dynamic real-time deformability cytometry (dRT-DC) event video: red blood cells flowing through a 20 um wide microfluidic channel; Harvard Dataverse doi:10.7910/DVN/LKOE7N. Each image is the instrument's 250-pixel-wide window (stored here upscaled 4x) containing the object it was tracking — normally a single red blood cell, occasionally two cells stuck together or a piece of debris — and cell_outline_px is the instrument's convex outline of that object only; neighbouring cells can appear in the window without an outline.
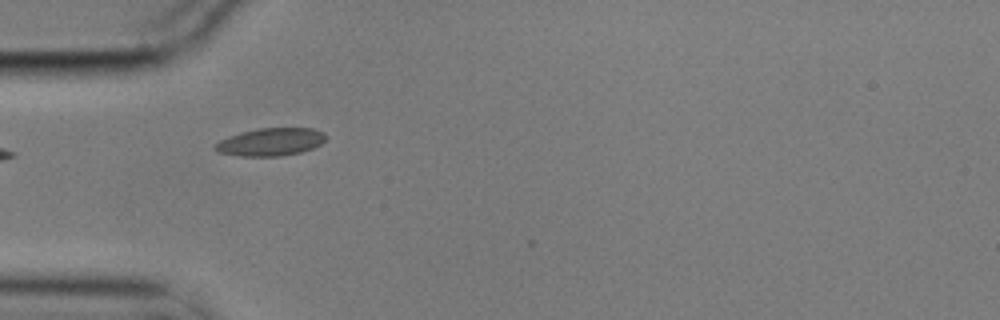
{"species": "common noctule bat (a hibernating species)", "species_latin": "Nyctalus noctula", "temperature_condition": "cold", "stored_images_in_passage": 5, "camera_frame_rate_fps": 3000, "um_per_image_px": 0.085, "animal": {"sex": "male", "body_mass_g": 17.9}, "frame": {"image": 1, "passage_image": 5, "time_ms": 1.333, "image_size_px": [1000, 320], "cell_outline_px": [[328, 136], [320, 144], [312, 148], [300, 152], [280, 156], [240, 156], [216, 152], [212, 148], [220, 140], [228, 136], [240, 132], [260, 128], [312, 128], [324, 132]], "centroid_in_image_um": [22.98, 12.06], "position_along_channel_um": 62.0, "area_um2": 17.98}}